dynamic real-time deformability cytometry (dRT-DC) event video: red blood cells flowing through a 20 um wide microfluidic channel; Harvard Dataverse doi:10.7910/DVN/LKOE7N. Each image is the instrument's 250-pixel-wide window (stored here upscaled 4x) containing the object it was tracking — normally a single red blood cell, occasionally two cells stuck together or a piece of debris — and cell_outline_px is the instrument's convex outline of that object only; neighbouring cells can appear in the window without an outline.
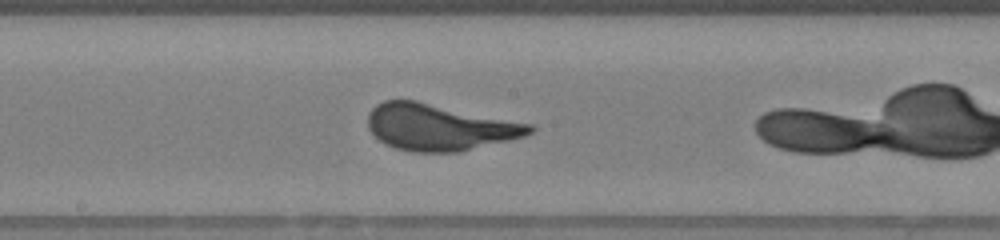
{"species": "human", "species_latin": "Homo sapiens", "temperature_condition": "warm", "stored_images_in_passage": 33, "camera_frame_rate_fps": 3000, "um_per_image_px": 0.085, "donor": {"sex": "female"}, "frame": {"image": 1, "passage_image": 10, "time_ms": 3.0, "image_size_px": [1000, 240], "cell_outline_px": [[536, 128], [532, 132], [524, 136], [460, 152], [412, 152], [396, 148], [384, 144], [368, 128], [368, 116], [372, 108], [376, 104], [384, 100], [416, 100], [532, 124]], "centroid_in_image_um": [37.33, 10.81], "position_along_channel_um": 210.9, "area_um2": 43.7}, "authors_computed_cell_mechanics": {"area_um2": 41.3848, "velocity_mm_per_s": 4.2154, "shape_relaxation_time_tau1_ms": 3.5757, "shape_relaxation_time_tau2_ms": null, "deformation_change_tau1": 0.1638, "deformation_change_tau2": null}}